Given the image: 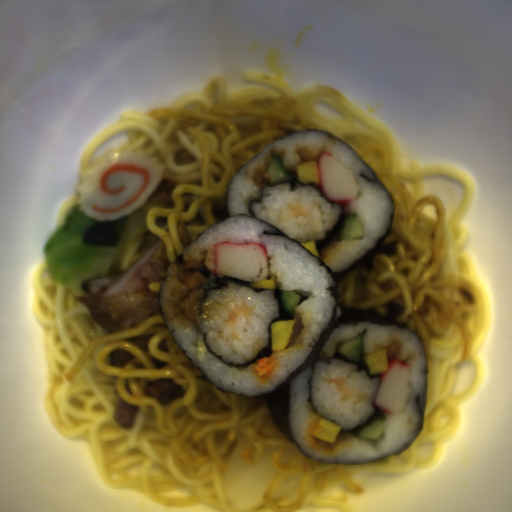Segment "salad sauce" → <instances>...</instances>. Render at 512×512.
<instances>
[{
    "mask_svg": "<svg viewBox=\"0 0 512 512\" xmlns=\"http://www.w3.org/2000/svg\"><path fill=\"white\" fill-rule=\"evenodd\" d=\"M327 377L319 376V379L326 383H334L336 391H341L342 395L340 397L339 402H346L348 400L354 399L356 401H366L368 398L367 393H356V390L350 389L346 387L347 381H354L349 377H332L329 373L328 369L325 367Z\"/></svg>",
    "mask_w": 512,
    "mask_h": 512,
    "instance_id": "salad-sauce-1",
    "label": "salad sauce"
},
{
    "mask_svg": "<svg viewBox=\"0 0 512 512\" xmlns=\"http://www.w3.org/2000/svg\"><path fill=\"white\" fill-rule=\"evenodd\" d=\"M286 207L289 211L290 216L295 219L300 217H309V210L307 207L303 206L302 201H298L296 203H286Z\"/></svg>",
    "mask_w": 512,
    "mask_h": 512,
    "instance_id": "salad-sauce-3",
    "label": "salad sauce"
},
{
    "mask_svg": "<svg viewBox=\"0 0 512 512\" xmlns=\"http://www.w3.org/2000/svg\"><path fill=\"white\" fill-rule=\"evenodd\" d=\"M256 306H251L245 303V299L242 296L238 304L232 306L229 316L225 319L226 324H232L240 316L245 317L246 324H250L251 316L255 311Z\"/></svg>",
    "mask_w": 512,
    "mask_h": 512,
    "instance_id": "salad-sauce-2",
    "label": "salad sauce"
}]
</instances>
